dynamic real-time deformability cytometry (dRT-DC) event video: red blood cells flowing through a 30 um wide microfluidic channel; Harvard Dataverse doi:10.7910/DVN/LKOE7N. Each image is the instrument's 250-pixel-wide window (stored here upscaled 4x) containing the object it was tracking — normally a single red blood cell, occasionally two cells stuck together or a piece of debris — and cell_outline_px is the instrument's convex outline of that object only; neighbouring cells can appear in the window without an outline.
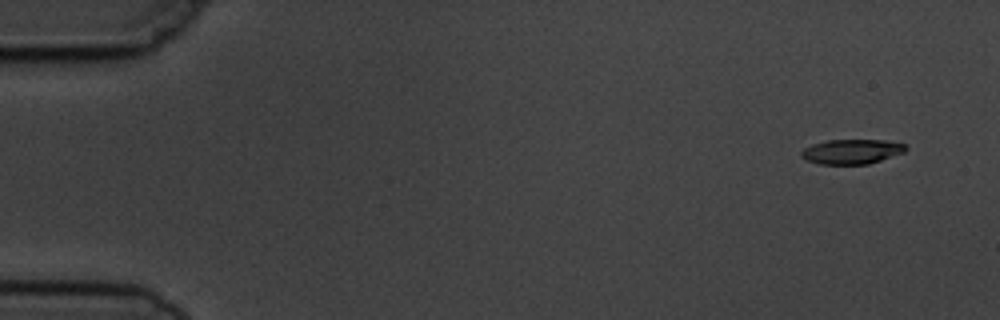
{"species": "common noctule bat (a hibernating species)", "species_latin": "Nyctalus noctula", "temperature_condition": "cold", "stored_images_in_passage": 14, "camera_frame_rate_fps": 3000, "um_per_image_px": 0.085, "animal": {"sex": "male", "body_mass_g": 19.5, "forearm_length_mm": 54.6}, "frame": {"image": 1, "passage_image": 1, "time_ms": 0.0, "image_size_px": [1000, 320], "cell_outline_px": [[908, 148], [904, 152], [868, 164], [820, 164], [808, 160], [800, 156], [800, 152], [804, 148], [812, 144], [828, 140], [884, 140], [904, 144]], "centroid_in_image_um": [72.38, 12.88], "position_along_channel_um": 12.6, "area_um2": 14.91}}
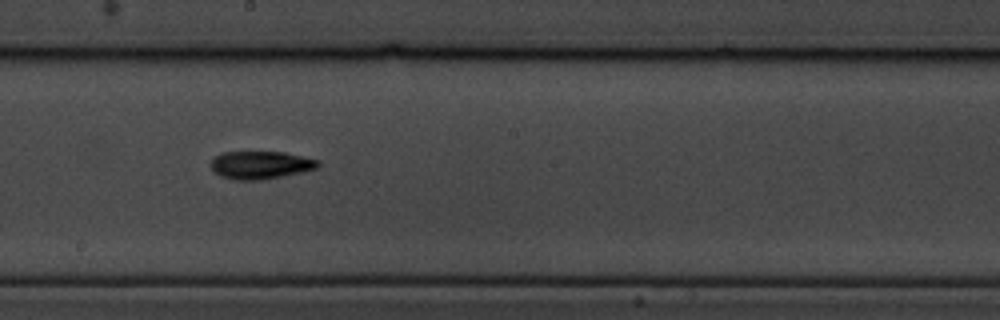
{"frame": {"image": 2, "passage_image": 8, "time_ms": 9.0, "image_size_px": [1000, 320], "cell_outline_px": [[320, 164], [316, 168], [300, 172], [260, 180], [236, 180], [220, 176], [212, 168], [212, 160], [220, 152], [284, 152], [320, 160]], "centroid_in_image_um": [22.15, 14.01], "position_along_channel_um": 226.1, "area_um2": 17.17}}
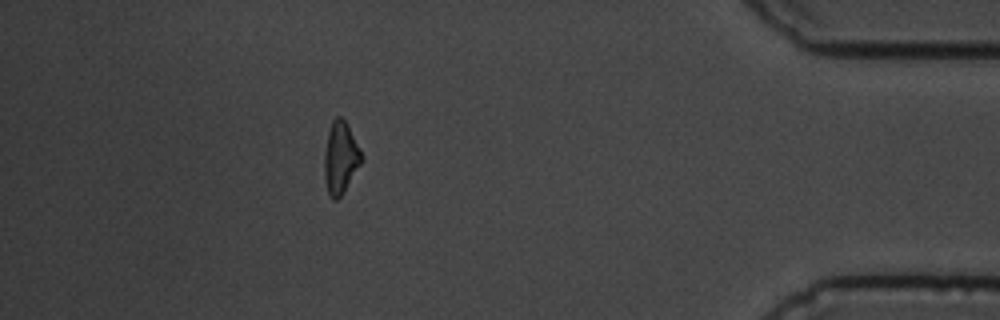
{"frame": {"image": 3, "passage_image": 13, "time_ms": 15.0, "image_size_px": [1000, 320], "cell_outline_px": [[364, 160], [344, 192], [336, 200], [332, 200], [328, 192], [324, 176], [324, 152], [328, 132], [332, 120], [336, 116], [340, 116], [348, 124], [364, 156]], "centroid_in_image_um": [28.96, 13.4], "position_along_channel_um": 406.2, "area_um2": 15.9}, "authors_computed_cell_mechanics": {"area_um2": 16.0973, "velocity_mm_per_s": 3.7655, "shape_relaxation_time_tau1_ms": 2.9618, "shape_relaxation_time_tau2_ms": 5.2662, "deformation_change_tau1": 0.1644, "deformation_change_tau2": 0.1541}}